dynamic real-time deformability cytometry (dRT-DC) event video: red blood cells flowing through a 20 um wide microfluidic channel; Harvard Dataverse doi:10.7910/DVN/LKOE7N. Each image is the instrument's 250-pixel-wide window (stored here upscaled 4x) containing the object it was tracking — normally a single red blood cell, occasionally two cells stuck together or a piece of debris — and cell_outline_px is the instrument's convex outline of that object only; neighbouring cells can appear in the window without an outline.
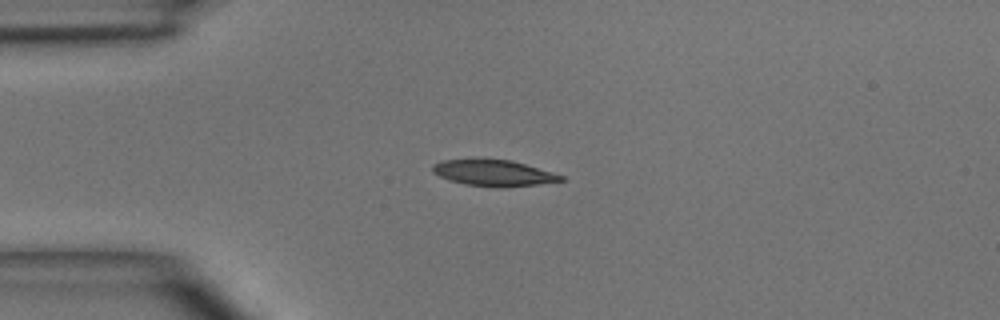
{"species": "common noctule bat (a hibernating species)", "species_latin": "Nyctalus noctula", "temperature_condition": "room temperature", "stored_images_in_passage": 3, "camera_frame_rate_fps": 3000, "um_per_image_px": 0.085, "animal": {"sex": "male", "body_mass_g": 15.6}, "frame": {"image": 1, "passage_image": 2, "time_ms": 2.0, "image_size_px": [1000, 320], "cell_outline_px": [[564, 180], [536, 184], [500, 188], [464, 184], [440, 176], [432, 172], [432, 164], [444, 160], [512, 160], [552, 172], [564, 176]], "centroid_in_image_um": [41.96, 14.71], "position_along_channel_um": 43.0, "area_um2": 19.13}}